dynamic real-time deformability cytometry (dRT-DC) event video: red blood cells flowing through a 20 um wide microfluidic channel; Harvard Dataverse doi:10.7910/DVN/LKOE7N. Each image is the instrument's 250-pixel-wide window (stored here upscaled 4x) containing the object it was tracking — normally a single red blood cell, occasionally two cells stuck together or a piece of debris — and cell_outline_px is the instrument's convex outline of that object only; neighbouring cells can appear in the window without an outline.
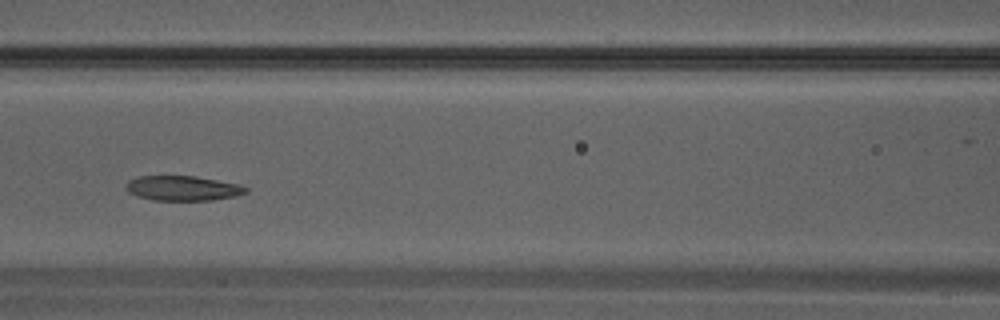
{"species": "Egyptian fruit bat (a non-hibernating species)", "species_latin": "Rousettus aegyptiacus", "temperature_condition": "warm", "stored_images_in_passage": 30, "camera_frame_rate_fps": 3000, "um_per_image_px": 0.085, "animal": {"sex": "male"}, "frame": {"image": 1, "passage_image": 12, "time_ms": 3.667, "image_size_px": [1000, 320], "cell_outline_px": [[248, 192], [236, 196], [212, 200], [152, 200], [136, 196], [128, 192], [124, 188], [128, 180], [136, 176], [196, 176], [240, 184], [248, 188]], "centroid_in_image_um": [15.52, 15.99], "position_along_channel_um": 151.1, "area_um2": 17.57}}
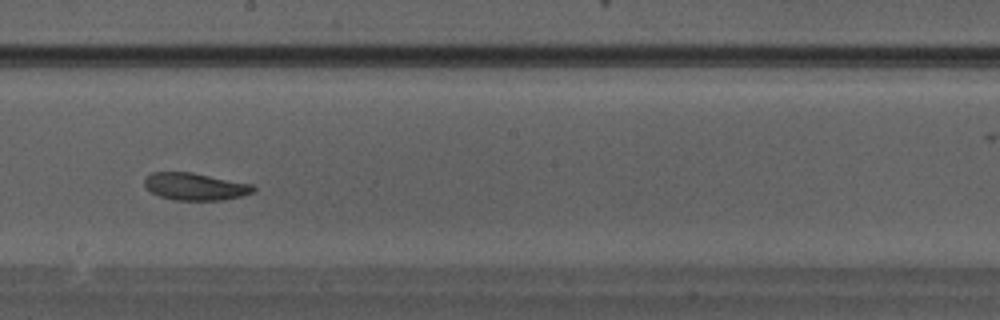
{"frame": {"image": 2, "passage_image": 16, "time_ms": 5.0, "image_size_px": [1000, 320], "cell_outline_px": [[256, 192], [240, 196], [220, 200], [176, 200], [160, 196], [152, 192], [144, 184], [144, 180], [152, 172], [192, 172], [252, 184], [256, 188]], "centroid_in_image_um": [16.62, 15.85], "position_along_channel_um": 231.6, "area_um2": 17.17}}
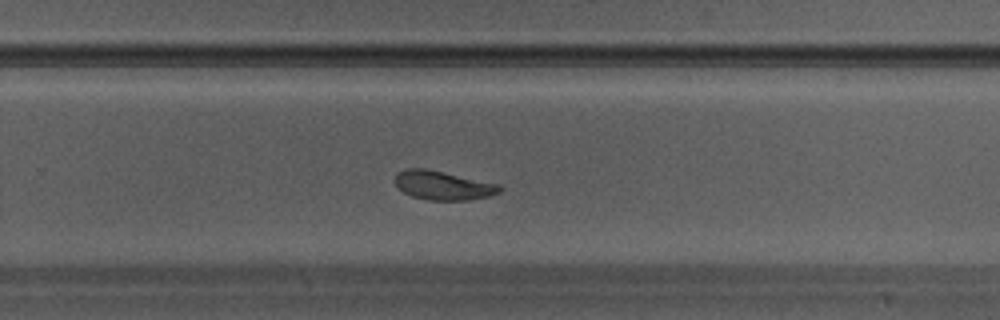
{"frame": {"image": 3, "passage_image": 19, "time_ms": 6.0, "image_size_px": [1000, 320], "cell_outline_px": [[504, 188], [500, 192], [488, 196], [468, 200], [428, 200], [412, 196], [396, 188], [392, 180], [396, 172], [404, 168], [424, 168], [500, 184]], "centroid_in_image_um": [37.59, 15.75], "position_along_channel_um": 292.2, "area_um2": 17.92}}